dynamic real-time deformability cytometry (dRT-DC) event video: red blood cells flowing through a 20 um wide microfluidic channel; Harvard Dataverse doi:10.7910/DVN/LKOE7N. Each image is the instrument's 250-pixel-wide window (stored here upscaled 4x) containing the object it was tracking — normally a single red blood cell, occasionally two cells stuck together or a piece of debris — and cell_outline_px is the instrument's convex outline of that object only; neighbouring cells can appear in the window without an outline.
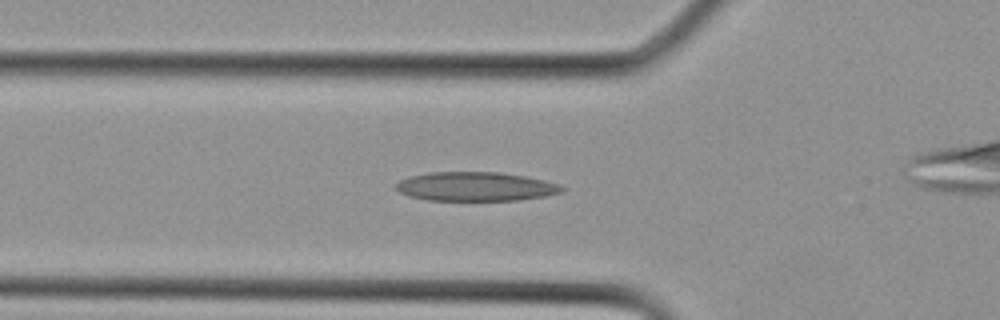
{"species": "Egyptian fruit bat (a non-hibernating species)", "species_latin": "Rousettus aegyptiacus", "temperature_condition": "cold", "stored_images_in_passage": 16, "camera_frame_rate_fps": 3000, "um_per_image_px": 0.085, "animal": {"sex": "female"}, "frame": {"image": 1, "passage_image": 10, "time_ms": 3.0, "image_size_px": [1000, 320], "cell_outline_px": [[564, 192], [544, 196], [520, 200], [428, 200], [408, 196], [400, 192], [396, 188], [396, 184], [400, 180], [408, 176], [428, 172], [500, 172], [524, 176], [544, 180], [560, 184], [564, 188]], "centroid_in_image_um": [40.43, 15.85], "position_along_channel_um": 85.4, "area_um2": 28.15}}
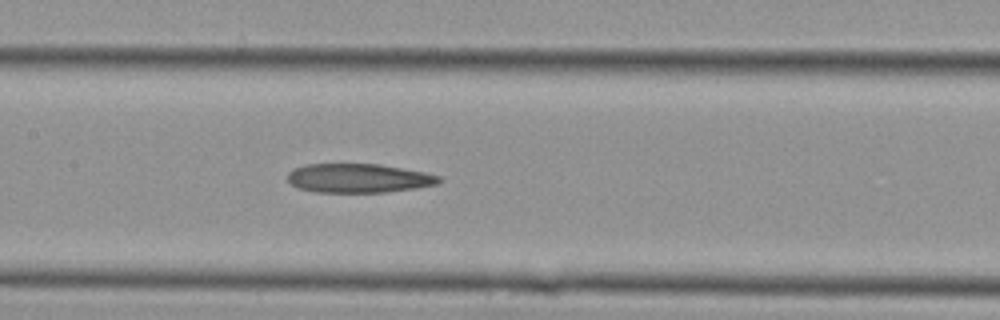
{"frame": {"image": 2, "passage_image": 14, "time_ms": 4.333, "image_size_px": [1000, 320], "cell_outline_px": [[444, 180], [436, 184], [416, 188], [384, 192], [316, 192], [296, 188], [288, 180], [288, 172], [296, 168], [308, 164], [380, 164], [424, 172], [440, 176]], "centroid_in_image_um": [30.49, 15.15], "position_along_channel_um": 176.9, "area_um2": 25.55}}
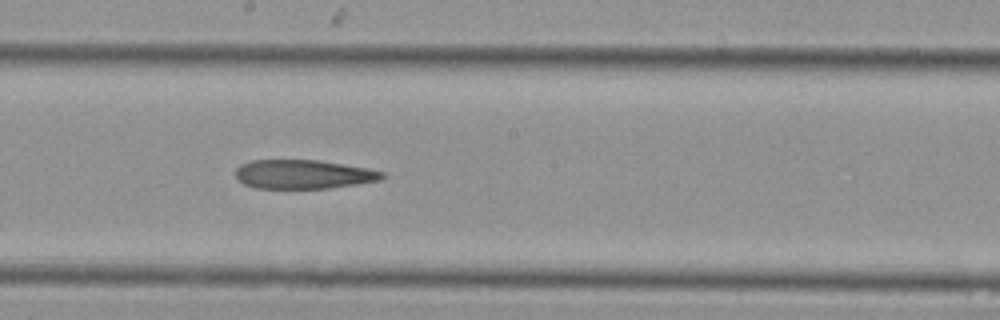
{"frame": {"image": 3, "passage_image": 16, "time_ms": 5.0, "image_size_px": [1000, 320], "cell_outline_px": [[384, 176], [380, 180], [356, 184], [328, 188], [256, 188], [244, 184], [236, 176], [236, 168], [240, 164], [252, 160], [320, 160], [368, 168], [384, 172]], "centroid_in_image_um": [25.78, 14.81], "position_along_channel_um": 222.4, "area_um2": 24.68}}